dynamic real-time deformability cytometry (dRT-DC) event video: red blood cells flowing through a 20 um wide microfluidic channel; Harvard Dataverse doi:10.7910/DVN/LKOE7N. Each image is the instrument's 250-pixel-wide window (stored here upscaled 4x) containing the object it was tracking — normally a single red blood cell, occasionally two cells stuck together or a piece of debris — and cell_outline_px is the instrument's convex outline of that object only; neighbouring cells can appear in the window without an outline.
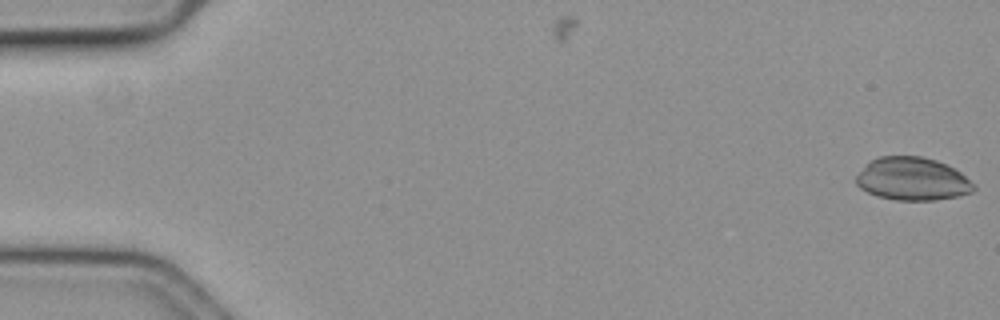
{"species": "common noctule bat (a hibernating species)", "species_latin": "Nyctalus noctula", "temperature_condition": "cold", "stored_images_in_passage": 21, "camera_frame_rate_fps": 3000, "um_per_image_px": 0.085, "animal": {"sex": "female", "body_mass_g": 19.3, "forearm_length_mm": 54.1}, "frame": {"image": 1, "passage_image": 1, "time_ms": 0.0, "image_size_px": [1000, 320], "cell_outline_px": [[976, 188], [972, 192], [960, 196], [932, 200], [896, 200], [880, 196], [868, 192], [860, 188], [856, 184], [856, 176], [872, 160], [880, 156], [920, 156], [936, 160], [960, 172]], "centroid_in_image_um": [77.55, 15.22], "position_along_channel_um": 7.4, "area_um2": 28.96}}
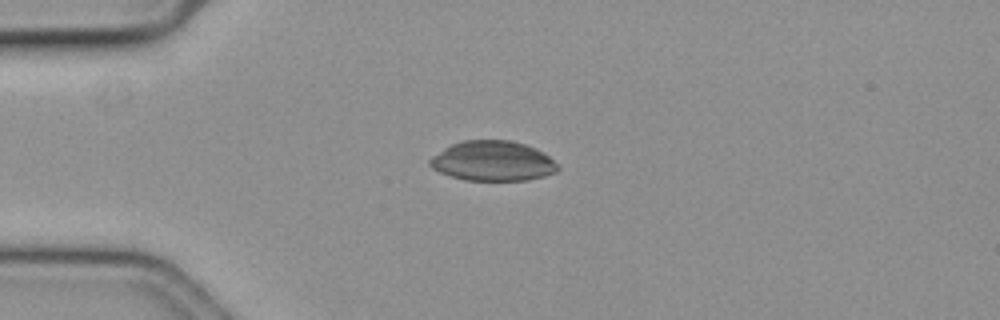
{"frame": {"image": 2, "passage_image": 15, "time_ms": 4.667, "image_size_px": [1000, 320], "cell_outline_px": [[560, 168], [556, 172], [544, 176], [528, 180], [464, 180], [440, 172], [432, 168], [428, 164], [428, 160], [432, 156], [444, 148], [452, 144], [464, 140], [512, 140], [536, 148], [548, 156]], "centroid_in_image_um": [41.87, 13.68], "position_along_channel_um": 43.1, "area_um2": 29.71}}
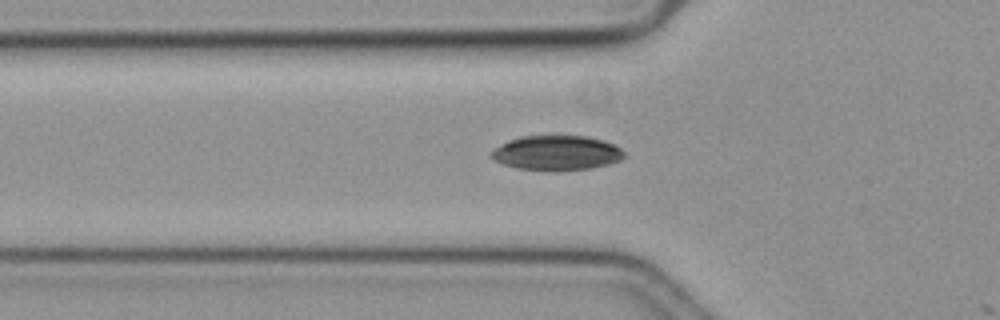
{"frame": {"image": 3, "passage_image": 20, "time_ms": 6.333, "image_size_px": [1000, 320], "cell_outline_px": [[624, 156], [620, 160], [608, 164], [592, 168], [516, 168], [492, 160], [488, 156], [488, 152], [492, 148], [508, 140], [520, 136], [552, 132], [588, 136], [604, 140], [620, 148], [624, 152]], "centroid_in_image_um": [47.24, 12.9], "position_along_channel_um": 78.6, "area_um2": 27.34}}